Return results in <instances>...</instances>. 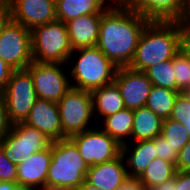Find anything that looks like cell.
<instances>
[{
	"label": "cell",
	"instance_id": "d590c367",
	"mask_svg": "<svg viewBox=\"0 0 190 190\" xmlns=\"http://www.w3.org/2000/svg\"><path fill=\"white\" fill-rule=\"evenodd\" d=\"M11 19L10 3L0 2V35Z\"/></svg>",
	"mask_w": 190,
	"mask_h": 190
},
{
	"label": "cell",
	"instance_id": "f546056e",
	"mask_svg": "<svg viewBox=\"0 0 190 190\" xmlns=\"http://www.w3.org/2000/svg\"><path fill=\"white\" fill-rule=\"evenodd\" d=\"M0 181L17 183V164L0 147Z\"/></svg>",
	"mask_w": 190,
	"mask_h": 190
},
{
	"label": "cell",
	"instance_id": "9a60e30c",
	"mask_svg": "<svg viewBox=\"0 0 190 190\" xmlns=\"http://www.w3.org/2000/svg\"><path fill=\"white\" fill-rule=\"evenodd\" d=\"M24 123L40 130L52 142L63 139L59 107L55 102L38 98Z\"/></svg>",
	"mask_w": 190,
	"mask_h": 190
},
{
	"label": "cell",
	"instance_id": "5bb4252c",
	"mask_svg": "<svg viewBox=\"0 0 190 190\" xmlns=\"http://www.w3.org/2000/svg\"><path fill=\"white\" fill-rule=\"evenodd\" d=\"M123 8L148 21L178 22L184 10V0H125Z\"/></svg>",
	"mask_w": 190,
	"mask_h": 190
},
{
	"label": "cell",
	"instance_id": "bcb514c9",
	"mask_svg": "<svg viewBox=\"0 0 190 190\" xmlns=\"http://www.w3.org/2000/svg\"><path fill=\"white\" fill-rule=\"evenodd\" d=\"M186 93L190 96V86L189 89L186 91Z\"/></svg>",
	"mask_w": 190,
	"mask_h": 190
},
{
	"label": "cell",
	"instance_id": "4316f807",
	"mask_svg": "<svg viewBox=\"0 0 190 190\" xmlns=\"http://www.w3.org/2000/svg\"><path fill=\"white\" fill-rule=\"evenodd\" d=\"M161 136L172 146L173 150L178 153L189 142V132L184 125L172 119L163 120Z\"/></svg>",
	"mask_w": 190,
	"mask_h": 190
},
{
	"label": "cell",
	"instance_id": "ffe728a7",
	"mask_svg": "<svg viewBox=\"0 0 190 190\" xmlns=\"http://www.w3.org/2000/svg\"><path fill=\"white\" fill-rule=\"evenodd\" d=\"M95 120L105 118L126 108L117 85L112 82L91 91Z\"/></svg>",
	"mask_w": 190,
	"mask_h": 190
},
{
	"label": "cell",
	"instance_id": "83f0119b",
	"mask_svg": "<svg viewBox=\"0 0 190 190\" xmlns=\"http://www.w3.org/2000/svg\"><path fill=\"white\" fill-rule=\"evenodd\" d=\"M173 69L176 91L186 93L190 86V61L180 51L173 58Z\"/></svg>",
	"mask_w": 190,
	"mask_h": 190
},
{
	"label": "cell",
	"instance_id": "f6af8a7d",
	"mask_svg": "<svg viewBox=\"0 0 190 190\" xmlns=\"http://www.w3.org/2000/svg\"><path fill=\"white\" fill-rule=\"evenodd\" d=\"M12 0H0V2L10 3Z\"/></svg>",
	"mask_w": 190,
	"mask_h": 190
},
{
	"label": "cell",
	"instance_id": "ab89813d",
	"mask_svg": "<svg viewBox=\"0 0 190 190\" xmlns=\"http://www.w3.org/2000/svg\"><path fill=\"white\" fill-rule=\"evenodd\" d=\"M178 23L182 27L190 28V0H184V10Z\"/></svg>",
	"mask_w": 190,
	"mask_h": 190
},
{
	"label": "cell",
	"instance_id": "60d3db41",
	"mask_svg": "<svg viewBox=\"0 0 190 190\" xmlns=\"http://www.w3.org/2000/svg\"><path fill=\"white\" fill-rule=\"evenodd\" d=\"M0 190H27L14 182L0 181Z\"/></svg>",
	"mask_w": 190,
	"mask_h": 190
},
{
	"label": "cell",
	"instance_id": "d6986e66",
	"mask_svg": "<svg viewBox=\"0 0 190 190\" xmlns=\"http://www.w3.org/2000/svg\"><path fill=\"white\" fill-rule=\"evenodd\" d=\"M134 143L131 149L128 143L122 145V155L126 162L128 176L138 178L149 163L157 158L156 144L153 139Z\"/></svg>",
	"mask_w": 190,
	"mask_h": 190
},
{
	"label": "cell",
	"instance_id": "f1b7e54d",
	"mask_svg": "<svg viewBox=\"0 0 190 190\" xmlns=\"http://www.w3.org/2000/svg\"><path fill=\"white\" fill-rule=\"evenodd\" d=\"M170 119L184 125L190 136V96L187 93H180L175 100Z\"/></svg>",
	"mask_w": 190,
	"mask_h": 190
},
{
	"label": "cell",
	"instance_id": "836d02e7",
	"mask_svg": "<svg viewBox=\"0 0 190 190\" xmlns=\"http://www.w3.org/2000/svg\"><path fill=\"white\" fill-rule=\"evenodd\" d=\"M14 69L0 57V94H3Z\"/></svg>",
	"mask_w": 190,
	"mask_h": 190
},
{
	"label": "cell",
	"instance_id": "f35d334b",
	"mask_svg": "<svg viewBox=\"0 0 190 190\" xmlns=\"http://www.w3.org/2000/svg\"><path fill=\"white\" fill-rule=\"evenodd\" d=\"M117 190H146L138 178L128 177V179Z\"/></svg>",
	"mask_w": 190,
	"mask_h": 190
},
{
	"label": "cell",
	"instance_id": "2e32d148",
	"mask_svg": "<svg viewBox=\"0 0 190 190\" xmlns=\"http://www.w3.org/2000/svg\"><path fill=\"white\" fill-rule=\"evenodd\" d=\"M51 158L50 145L17 163V184L27 190H37L45 185Z\"/></svg>",
	"mask_w": 190,
	"mask_h": 190
},
{
	"label": "cell",
	"instance_id": "8fae6325",
	"mask_svg": "<svg viewBox=\"0 0 190 190\" xmlns=\"http://www.w3.org/2000/svg\"><path fill=\"white\" fill-rule=\"evenodd\" d=\"M63 65L33 61L27 69L31 72L33 85L39 99L58 103L71 88L69 74L63 72Z\"/></svg>",
	"mask_w": 190,
	"mask_h": 190
},
{
	"label": "cell",
	"instance_id": "4fadbf2b",
	"mask_svg": "<svg viewBox=\"0 0 190 190\" xmlns=\"http://www.w3.org/2000/svg\"><path fill=\"white\" fill-rule=\"evenodd\" d=\"M12 20L28 29L57 20L54 0H12Z\"/></svg>",
	"mask_w": 190,
	"mask_h": 190
},
{
	"label": "cell",
	"instance_id": "44dd1931",
	"mask_svg": "<svg viewBox=\"0 0 190 190\" xmlns=\"http://www.w3.org/2000/svg\"><path fill=\"white\" fill-rule=\"evenodd\" d=\"M107 8L102 0H58L56 17L66 23L82 15H102Z\"/></svg>",
	"mask_w": 190,
	"mask_h": 190
},
{
	"label": "cell",
	"instance_id": "7402d4cb",
	"mask_svg": "<svg viewBox=\"0 0 190 190\" xmlns=\"http://www.w3.org/2000/svg\"><path fill=\"white\" fill-rule=\"evenodd\" d=\"M134 123L131 138L133 141L151 140L161 135L163 120L148 107L133 110Z\"/></svg>",
	"mask_w": 190,
	"mask_h": 190
},
{
	"label": "cell",
	"instance_id": "7c38bea8",
	"mask_svg": "<svg viewBox=\"0 0 190 190\" xmlns=\"http://www.w3.org/2000/svg\"><path fill=\"white\" fill-rule=\"evenodd\" d=\"M114 83L120 91L126 108L134 110L146 106L153 85L143 71L129 66L118 67Z\"/></svg>",
	"mask_w": 190,
	"mask_h": 190
},
{
	"label": "cell",
	"instance_id": "d4e9b609",
	"mask_svg": "<svg viewBox=\"0 0 190 190\" xmlns=\"http://www.w3.org/2000/svg\"><path fill=\"white\" fill-rule=\"evenodd\" d=\"M176 172V166L173 163L155 158L138 177V180L147 190L149 187L173 178Z\"/></svg>",
	"mask_w": 190,
	"mask_h": 190
},
{
	"label": "cell",
	"instance_id": "8992f818",
	"mask_svg": "<svg viewBox=\"0 0 190 190\" xmlns=\"http://www.w3.org/2000/svg\"><path fill=\"white\" fill-rule=\"evenodd\" d=\"M57 104L63 139L94 128L89 126L90 120H95L91 91L71 87Z\"/></svg>",
	"mask_w": 190,
	"mask_h": 190
},
{
	"label": "cell",
	"instance_id": "ac0fdd59",
	"mask_svg": "<svg viewBox=\"0 0 190 190\" xmlns=\"http://www.w3.org/2000/svg\"><path fill=\"white\" fill-rule=\"evenodd\" d=\"M102 15H82L66 22L72 50L97 45Z\"/></svg>",
	"mask_w": 190,
	"mask_h": 190
},
{
	"label": "cell",
	"instance_id": "ee69618b",
	"mask_svg": "<svg viewBox=\"0 0 190 190\" xmlns=\"http://www.w3.org/2000/svg\"><path fill=\"white\" fill-rule=\"evenodd\" d=\"M77 190H102L84 182Z\"/></svg>",
	"mask_w": 190,
	"mask_h": 190
},
{
	"label": "cell",
	"instance_id": "603a6c76",
	"mask_svg": "<svg viewBox=\"0 0 190 190\" xmlns=\"http://www.w3.org/2000/svg\"><path fill=\"white\" fill-rule=\"evenodd\" d=\"M102 130L115 139L121 146L129 143L134 123L133 109L124 108L102 119ZM128 137V138H126Z\"/></svg>",
	"mask_w": 190,
	"mask_h": 190
},
{
	"label": "cell",
	"instance_id": "6da1fadb",
	"mask_svg": "<svg viewBox=\"0 0 190 190\" xmlns=\"http://www.w3.org/2000/svg\"><path fill=\"white\" fill-rule=\"evenodd\" d=\"M150 21L121 7H108L100 22L97 47L118 67L129 66L145 26Z\"/></svg>",
	"mask_w": 190,
	"mask_h": 190
},
{
	"label": "cell",
	"instance_id": "4dcf8cb0",
	"mask_svg": "<svg viewBox=\"0 0 190 190\" xmlns=\"http://www.w3.org/2000/svg\"><path fill=\"white\" fill-rule=\"evenodd\" d=\"M153 140L156 144L157 158L164 159L176 166L179 153L173 150L172 146L161 135L156 136Z\"/></svg>",
	"mask_w": 190,
	"mask_h": 190
},
{
	"label": "cell",
	"instance_id": "5b68a950",
	"mask_svg": "<svg viewBox=\"0 0 190 190\" xmlns=\"http://www.w3.org/2000/svg\"><path fill=\"white\" fill-rule=\"evenodd\" d=\"M33 61L67 64L72 53L66 23L60 20L39 25L31 30Z\"/></svg>",
	"mask_w": 190,
	"mask_h": 190
},
{
	"label": "cell",
	"instance_id": "7a4b0ae2",
	"mask_svg": "<svg viewBox=\"0 0 190 190\" xmlns=\"http://www.w3.org/2000/svg\"><path fill=\"white\" fill-rule=\"evenodd\" d=\"M182 26L178 22L150 21L144 28L129 67L145 71L173 59L180 51Z\"/></svg>",
	"mask_w": 190,
	"mask_h": 190
},
{
	"label": "cell",
	"instance_id": "8d00e7d4",
	"mask_svg": "<svg viewBox=\"0 0 190 190\" xmlns=\"http://www.w3.org/2000/svg\"><path fill=\"white\" fill-rule=\"evenodd\" d=\"M177 190H190V171H177Z\"/></svg>",
	"mask_w": 190,
	"mask_h": 190
},
{
	"label": "cell",
	"instance_id": "484cf974",
	"mask_svg": "<svg viewBox=\"0 0 190 190\" xmlns=\"http://www.w3.org/2000/svg\"><path fill=\"white\" fill-rule=\"evenodd\" d=\"M173 59L163 61L147 68L144 73L152 85L176 91Z\"/></svg>",
	"mask_w": 190,
	"mask_h": 190
},
{
	"label": "cell",
	"instance_id": "d6a6232c",
	"mask_svg": "<svg viewBox=\"0 0 190 190\" xmlns=\"http://www.w3.org/2000/svg\"><path fill=\"white\" fill-rule=\"evenodd\" d=\"M176 170L190 171V140L178 154V159L176 161Z\"/></svg>",
	"mask_w": 190,
	"mask_h": 190
},
{
	"label": "cell",
	"instance_id": "3957f363",
	"mask_svg": "<svg viewBox=\"0 0 190 190\" xmlns=\"http://www.w3.org/2000/svg\"><path fill=\"white\" fill-rule=\"evenodd\" d=\"M74 53H78V58H75V64L69 70V77L75 82L71 83V87L92 91L114 82L118 66L97 46L73 50L69 61L73 60Z\"/></svg>",
	"mask_w": 190,
	"mask_h": 190
},
{
	"label": "cell",
	"instance_id": "cb8c5ba5",
	"mask_svg": "<svg viewBox=\"0 0 190 190\" xmlns=\"http://www.w3.org/2000/svg\"><path fill=\"white\" fill-rule=\"evenodd\" d=\"M180 93L179 91L153 85L147 98L146 107L152 110L162 120L169 119L175 100Z\"/></svg>",
	"mask_w": 190,
	"mask_h": 190
},
{
	"label": "cell",
	"instance_id": "e0dca14e",
	"mask_svg": "<svg viewBox=\"0 0 190 190\" xmlns=\"http://www.w3.org/2000/svg\"><path fill=\"white\" fill-rule=\"evenodd\" d=\"M128 177L126 162L121 153L111 161L89 167L85 182L102 190H117Z\"/></svg>",
	"mask_w": 190,
	"mask_h": 190
},
{
	"label": "cell",
	"instance_id": "ba28073f",
	"mask_svg": "<svg viewBox=\"0 0 190 190\" xmlns=\"http://www.w3.org/2000/svg\"><path fill=\"white\" fill-rule=\"evenodd\" d=\"M51 143L40 130L18 122L12 124L11 130L1 140L0 147L5 155L17 164L24 158L48 148Z\"/></svg>",
	"mask_w": 190,
	"mask_h": 190
},
{
	"label": "cell",
	"instance_id": "74e56055",
	"mask_svg": "<svg viewBox=\"0 0 190 190\" xmlns=\"http://www.w3.org/2000/svg\"><path fill=\"white\" fill-rule=\"evenodd\" d=\"M147 190H177V172L173 178L149 187Z\"/></svg>",
	"mask_w": 190,
	"mask_h": 190
},
{
	"label": "cell",
	"instance_id": "b9f144b4",
	"mask_svg": "<svg viewBox=\"0 0 190 190\" xmlns=\"http://www.w3.org/2000/svg\"><path fill=\"white\" fill-rule=\"evenodd\" d=\"M102 1L107 5V7H121V8H123L125 6V0H102Z\"/></svg>",
	"mask_w": 190,
	"mask_h": 190
},
{
	"label": "cell",
	"instance_id": "e575fe53",
	"mask_svg": "<svg viewBox=\"0 0 190 190\" xmlns=\"http://www.w3.org/2000/svg\"><path fill=\"white\" fill-rule=\"evenodd\" d=\"M180 52L190 61V28L182 27L180 36Z\"/></svg>",
	"mask_w": 190,
	"mask_h": 190
},
{
	"label": "cell",
	"instance_id": "9c48e42d",
	"mask_svg": "<svg viewBox=\"0 0 190 190\" xmlns=\"http://www.w3.org/2000/svg\"><path fill=\"white\" fill-rule=\"evenodd\" d=\"M69 139L76 145L88 167L111 161L122 153V146L101 128L87 129Z\"/></svg>",
	"mask_w": 190,
	"mask_h": 190
},
{
	"label": "cell",
	"instance_id": "277c9868",
	"mask_svg": "<svg viewBox=\"0 0 190 190\" xmlns=\"http://www.w3.org/2000/svg\"><path fill=\"white\" fill-rule=\"evenodd\" d=\"M51 153L46 185L77 190L85 182L89 167L76 145L69 138L53 141Z\"/></svg>",
	"mask_w": 190,
	"mask_h": 190
},
{
	"label": "cell",
	"instance_id": "1f68e13d",
	"mask_svg": "<svg viewBox=\"0 0 190 190\" xmlns=\"http://www.w3.org/2000/svg\"><path fill=\"white\" fill-rule=\"evenodd\" d=\"M12 123L9 121L6 102L3 94H0V142L11 130Z\"/></svg>",
	"mask_w": 190,
	"mask_h": 190
},
{
	"label": "cell",
	"instance_id": "7bdbcfd3",
	"mask_svg": "<svg viewBox=\"0 0 190 190\" xmlns=\"http://www.w3.org/2000/svg\"><path fill=\"white\" fill-rule=\"evenodd\" d=\"M37 189L38 190H71L66 187L55 186V185H46V184Z\"/></svg>",
	"mask_w": 190,
	"mask_h": 190
},
{
	"label": "cell",
	"instance_id": "30bf717a",
	"mask_svg": "<svg viewBox=\"0 0 190 190\" xmlns=\"http://www.w3.org/2000/svg\"><path fill=\"white\" fill-rule=\"evenodd\" d=\"M0 57L14 70L27 69L33 62L30 29L11 19L0 35Z\"/></svg>",
	"mask_w": 190,
	"mask_h": 190
},
{
	"label": "cell",
	"instance_id": "52a82bcc",
	"mask_svg": "<svg viewBox=\"0 0 190 190\" xmlns=\"http://www.w3.org/2000/svg\"><path fill=\"white\" fill-rule=\"evenodd\" d=\"M9 121L14 124L24 122L38 99L28 69L13 70L3 92Z\"/></svg>",
	"mask_w": 190,
	"mask_h": 190
}]
</instances>
